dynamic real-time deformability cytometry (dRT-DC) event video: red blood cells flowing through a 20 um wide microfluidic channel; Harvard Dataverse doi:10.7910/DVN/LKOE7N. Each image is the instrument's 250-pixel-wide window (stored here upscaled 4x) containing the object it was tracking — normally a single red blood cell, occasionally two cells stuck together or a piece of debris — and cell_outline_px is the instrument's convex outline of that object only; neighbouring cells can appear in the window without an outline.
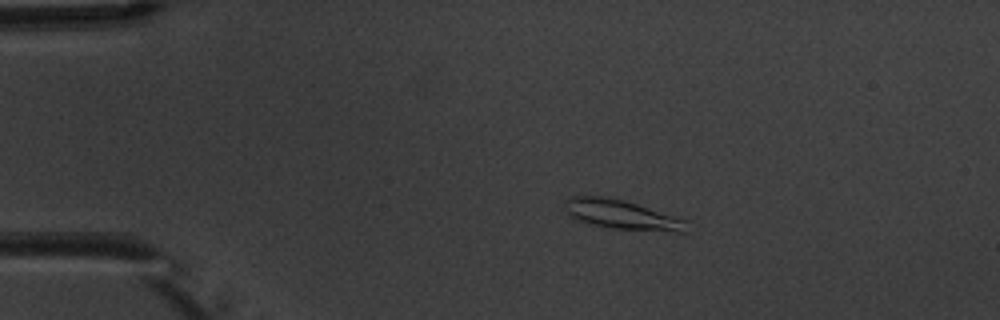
{"species": "common noctule bat (a hibernating species)", "species_latin": "Nyctalus noctula", "temperature_condition": "warm", "stored_images_in_passage": 3, "camera_frame_rate_fps": 3000, "um_per_image_px": 0.085, "animal": {"sex": "male", "body_mass_g": 20.1, "forearm_length_mm": 53.5}, "frame": {"image": 1, "passage_image": 2, "time_ms": 1.333, "image_size_px": [1000, 320], "cell_outline_px": [[688, 220], [684, 232], [676, 232], [612, 228], [588, 224], [576, 220], [568, 216], [564, 200], [572, 196], [600, 196], [620, 200], [636, 204]], "centroid_in_image_um": [52.8, 18.26], "position_along_channel_um": 32.2, "area_um2": 20.63}}